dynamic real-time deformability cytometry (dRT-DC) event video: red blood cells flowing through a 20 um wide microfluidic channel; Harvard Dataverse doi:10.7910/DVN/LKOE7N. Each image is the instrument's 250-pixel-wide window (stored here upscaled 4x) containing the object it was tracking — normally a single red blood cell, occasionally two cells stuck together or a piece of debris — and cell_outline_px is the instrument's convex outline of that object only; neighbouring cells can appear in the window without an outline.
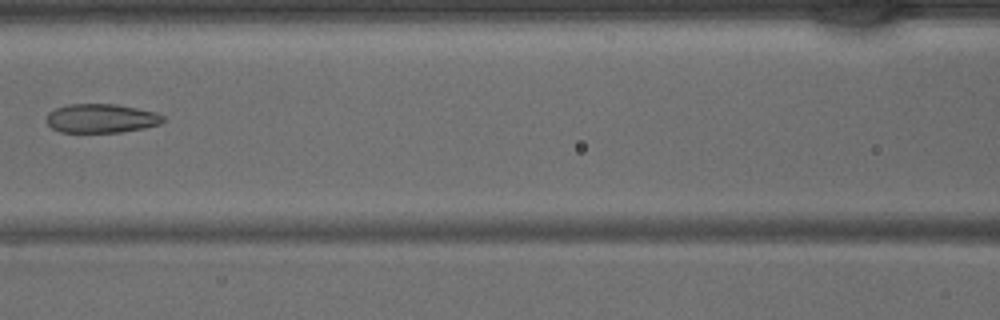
{"species": "common noctule bat (a hibernating species)", "species_latin": "Nyctalus noctula", "temperature_condition": "warm", "stored_images_in_passage": 4, "camera_frame_rate_fps": 3000, "um_per_image_px": 0.085, "animal": {"sex": "male", "body_mass_g": 15.6}, "frame": {"image": 1, "passage_image": 4, "time_ms": 1.0, "image_size_px": [1000, 320], "cell_outline_px": [[164, 120], [160, 124], [144, 128], [120, 132], [60, 132], [52, 128], [44, 120], [48, 112], [56, 108], [68, 104], [116, 104], [156, 112], [164, 116]], "centroid_in_image_um": [8.58, 10.06], "position_along_channel_um": 158.0, "area_um2": 19.77}}